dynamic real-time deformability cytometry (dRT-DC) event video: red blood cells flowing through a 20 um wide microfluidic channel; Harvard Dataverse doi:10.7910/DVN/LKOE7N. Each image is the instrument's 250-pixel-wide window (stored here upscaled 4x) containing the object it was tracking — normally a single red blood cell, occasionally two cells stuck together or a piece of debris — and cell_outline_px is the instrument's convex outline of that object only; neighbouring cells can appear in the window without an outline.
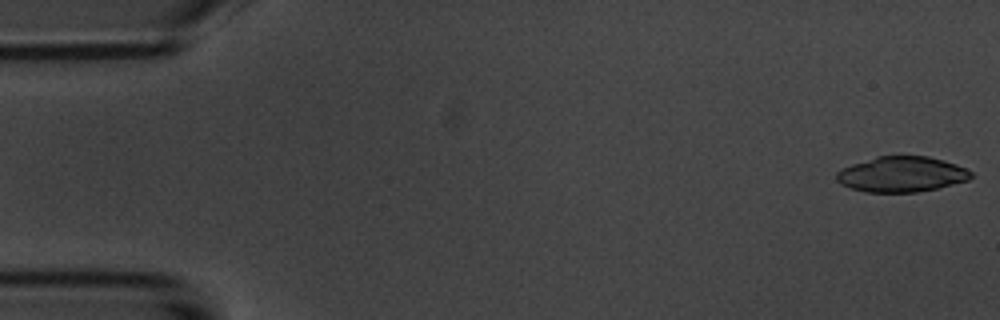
{"species": "common noctule bat (a hibernating species)", "species_latin": "Nyctalus noctula", "temperature_condition": "room temperature", "stored_images_in_passage": 5, "camera_frame_rate_fps": 3000, "um_per_image_px": 0.085, "animal": {"sex": "male", "body_mass_g": 20.1, "forearm_length_mm": 53.5}, "frame": {"image": 1, "passage_image": 1, "time_ms": 0.0, "image_size_px": [1000, 320], "cell_outline_px": [[972, 176], [968, 180], [936, 188], [916, 192], [864, 192], [840, 184], [836, 180], [836, 172], [840, 168], [876, 156], [928, 156], [944, 160], [956, 164], [972, 172]], "centroid_in_image_um": [76.6, 14.81], "position_along_channel_um": 8.4, "area_um2": 27.74}}